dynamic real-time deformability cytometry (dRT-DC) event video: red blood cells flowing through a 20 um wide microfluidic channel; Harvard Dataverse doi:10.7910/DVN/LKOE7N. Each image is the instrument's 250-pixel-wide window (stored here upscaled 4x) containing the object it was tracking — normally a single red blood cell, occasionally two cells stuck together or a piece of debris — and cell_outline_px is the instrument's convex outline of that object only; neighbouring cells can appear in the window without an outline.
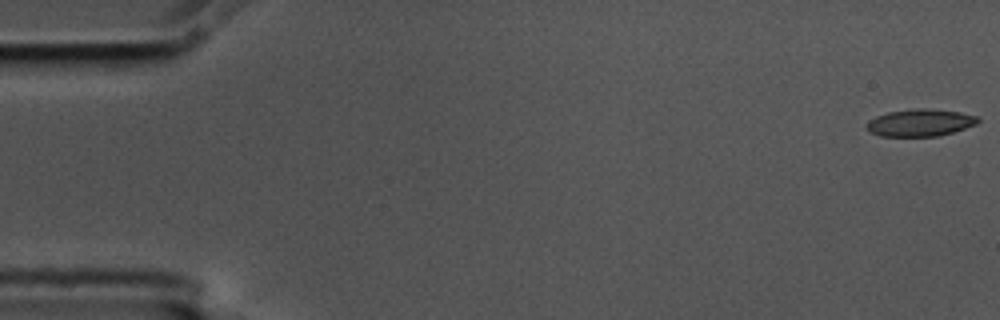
{"species": "common noctule bat (a hibernating species)", "species_latin": "Nyctalus noctula", "temperature_condition": "cold", "stored_images_in_passage": 15, "camera_frame_rate_fps": 3000, "um_per_image_px": 0.085, "animal": {"sex": "male", "body_mass_g": 17.5, "forearm_length_mm": 52.3}, "frame": {"image": 1, "passage_image": 1, "time_ms": 0.0, "image_size_px": [1000, 320], "cell_outline_px": [[980, 120], [976, 124], [940, 136], [880, 136], [868, 132], [864, 124], [868, 120], [876, 116], [888, 112], [912, 108], [928, 108], [960, 112], [976, 116]], "centroid_in_image_um": [78.15, 10.42], "position_along_channel_um": 6.8, "area_um2": 17.8}}
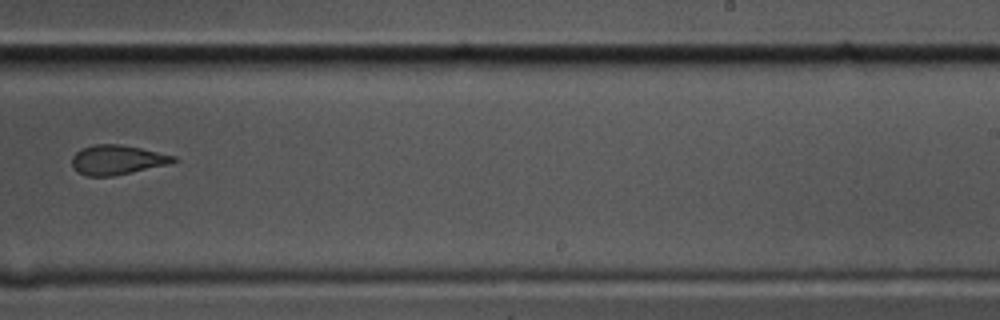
{"frame": {"image": 2, "passage_image": 10, "time_ms": 3.0, "image_size_px": [1000, 320], "cell_outline_px": [[180, 160], [172, 164], [112, 176], [84, 176], [72, 168], [72, 156], [80, 148], [92, 144], [120, 144], [140, 148], [176, 156]], "centroid_in_image_um": [9.96, 13.59], "position_along_channel_um": 279.0, "area_um2": 17.8}}
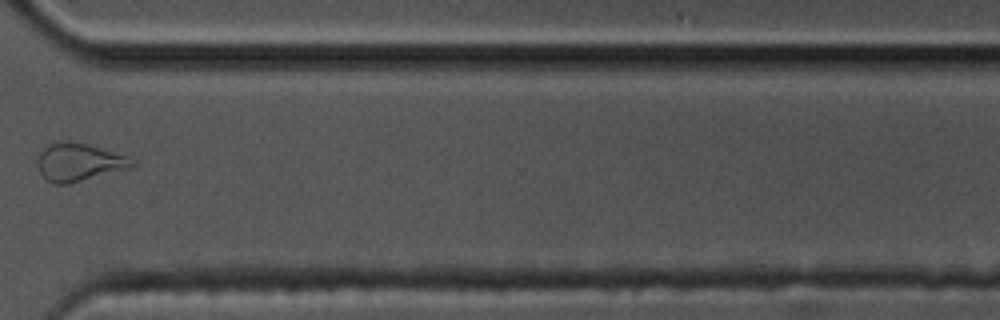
{"frame": {"image": 3, "passage_image": 12, "time_ms": 3.667, "image_size_px": [1000, 320], "cell_outline_px": [[136, 164], [132, 168], [68, 184], [52, 184], [40, 172], [40, 152], [52, 140], [72, 140], [88, 144], [124, 156]], "centroid_in_image_um": [6.7, 13.77], "position_along_channel_um": 363.9, "area_um2": 20.69}}